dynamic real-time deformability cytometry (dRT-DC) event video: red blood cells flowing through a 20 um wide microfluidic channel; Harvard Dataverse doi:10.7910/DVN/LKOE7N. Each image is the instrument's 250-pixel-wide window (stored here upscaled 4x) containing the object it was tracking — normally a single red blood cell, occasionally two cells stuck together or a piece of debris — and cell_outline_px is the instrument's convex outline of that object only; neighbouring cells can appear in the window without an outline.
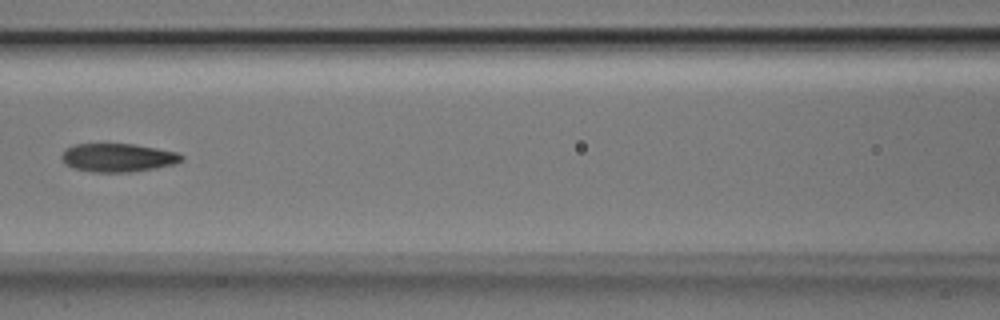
{"species": "Egyptian fruit bat (a non-hibernating species)", "species_latin": "Rousettus aegyptiacus", "temperature_condition": "room temperature", "stored_images_in_passage": 6, "camera_frame_rate_fps": 3000, "um_per_image_px": 0.085, "animal": {"sex": "male"}, "frame": {"image": 1, "passage_image": 5, "time_ms": 1.333, "image_size_px": [1000, 320], "cell_outline_px": [[184, 160], [176, 164], [156, 168], [128, 172], [92, 172], [76, 168], [64, 164], [60, 156], [64, 148], [76, 144], [132, 144], [180, 152], [184, 156]], "centroid_in_image_um": [10.04, 13.39], "position_along_channel_um": 156.6, "area_um2": 20.06}}
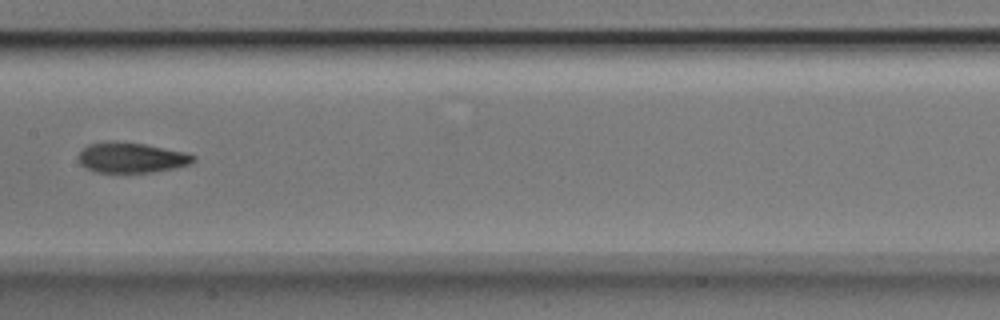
{"frame": {"image": 2, "passage_image": 6, "time_ms": 1.667, "image_size_px": [1000, 320], "cell_outline_px": [[196, 160], [188, 164], [172, 168], [152, 172], [96, 172], [80, 164], [80, 152], [88, 144], [108, 140], [116, 140], [144, 144], [184, 152], [196, 156]], "centroid_in_image_um": [11.15, 13.38], "position_along_channel_um": 196.2, "area_um2": 20.11}}